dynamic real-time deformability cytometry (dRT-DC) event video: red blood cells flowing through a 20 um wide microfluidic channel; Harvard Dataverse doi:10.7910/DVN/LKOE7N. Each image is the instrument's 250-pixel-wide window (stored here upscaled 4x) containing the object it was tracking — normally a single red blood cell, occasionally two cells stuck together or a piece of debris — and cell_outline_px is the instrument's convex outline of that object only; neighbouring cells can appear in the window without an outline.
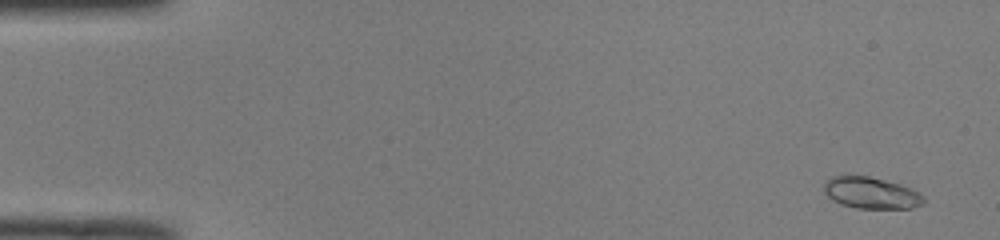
{"species": "common noctule bat (a hibernating species)", "species_latin": "Nyctalus noctula", "temperature_condition": "room temperature", "stored_images_in_passage": 51, "camera_frame_rate_fps": 3000, "um_per_image_px": 0.085, "animal": {"sex": "male", "body_mass_g": 19.0, "forearm_length_mm": 50.8}, "frame": {"image": 1, "passage_image": 3, "time_ms": 0.667, "image_size_px": [1000, 240], "cell_outline_px": [[924, 204], [912, 208], [856, 208], [840, 204], [832, 200], [824, 192], [824, 180], [832, 176], [848, 172], [868, 176], [900, 184], [920, 192], [924, 196]], "centroid_in_image_um": [73.99, 16.36], "position_along_channel_um": 11.0, "area_um2": 18.9}}
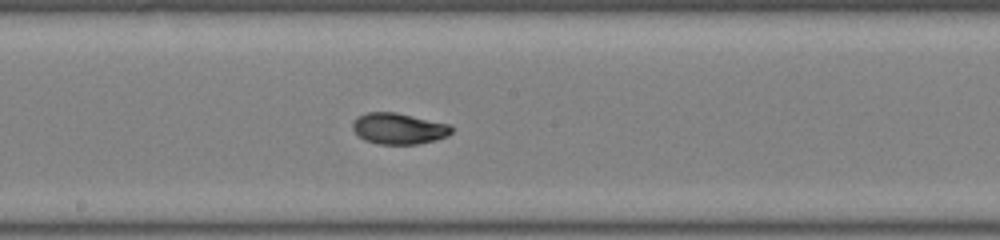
{"frame": {"image": 2, "passage_image": 28, "time_ms": 9.0, "image_size_px": [1000, 240], "cell_outline_px": [[452, 132], [448, 136], [436, 140], [416, 144], [380, 144], [364, 140], [352, 128], [352, 124], [356, 116], [368, 112], [396, 112], [452, 124]], "centroid_in_image_um": [33.92, 10.92], "position_along_channel_um": 214.3, "area_um2": 18.09}}
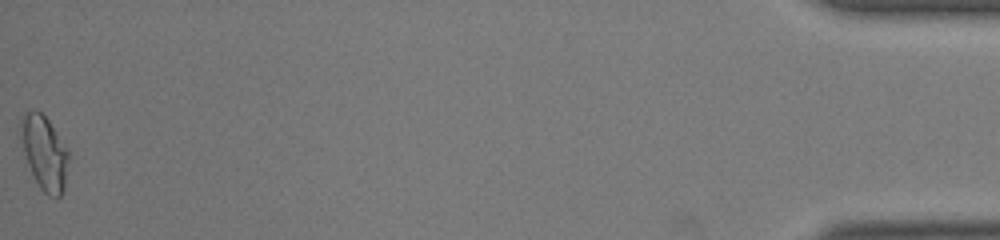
{"frame": {"image": 3, "passage_image": 51, "time_ms": 16.667, "image_size_px": [1000, 240], "cell_outline_px": [[68, 160], [64, 188], [60, 196], [48, 196], [40, 188], [28, 164], [24, 152], [20, 132], [20, 120], [24, 112], [40, 112], [48, 120], [68, 148]], "centroid_in_image_um": [3.78, 12.98], "position_along_channel_um": 431.4, "area_um2": 20.23}, "authors_computed_cell_mechanics": {"area_um2": 17.918, "velocity_mm_per_s": 4.0762, "shape_relaxation_time_tau1_ms": 2.7374, "shape_relaxation_time_tau2_ms": 1.5495, "deformation_change_tau1": 0.1597, "deformation_change_tau2": 0.0479}}